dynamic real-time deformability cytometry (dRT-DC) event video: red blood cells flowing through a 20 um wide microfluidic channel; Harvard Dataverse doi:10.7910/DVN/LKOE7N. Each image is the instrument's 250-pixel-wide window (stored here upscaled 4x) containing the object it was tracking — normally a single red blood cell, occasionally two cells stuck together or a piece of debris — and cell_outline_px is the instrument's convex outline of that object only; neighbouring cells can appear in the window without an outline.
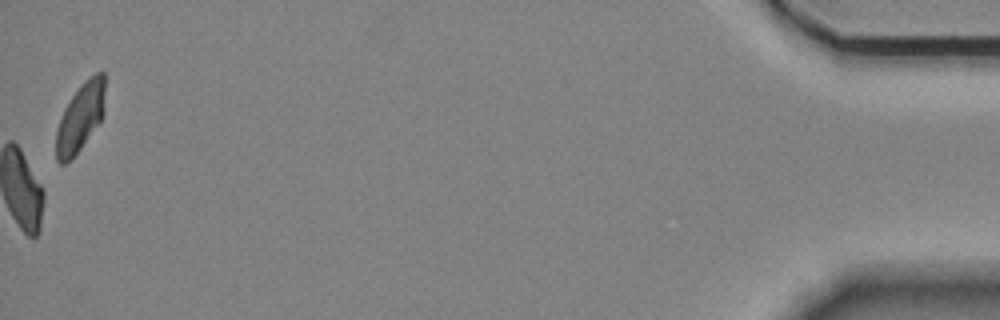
{"species": "Egyptian fruit bat (a non-hibernating species)", "species_latin": "Rousettus aegyptiacus", "temperature_condition": "room temperature", "stored_images_in_passage": 51, "camera_frame_rate_fps": 3000, "um_per_image_px": 0.085, "animal": {"sex": "female"}, "frame": {"image": 1, "passage_image": 51, "time_ms": 16.667, "image_size_px": [1000, 320], "cell_outline_px": [[104, 116], [100, 124], [80, 148], [64, 164], [60, 164], [56, 160], [56, 132], [64, 108], [80, 84], [88, 76], [96, 72], [104, 72]], "centroid_in_image_um": [6.85, 9.94], "position_along_channel_um": 428.3, "area_um2": 19.48}, "authors_computed_cell_mechanics": {"area_um2": 21.675, "velocity_mm_per_s": 3.5146, "shape_relaxation_time_tau1_ms": null, "shape_relaxation_time_tau2_ms": 5.0775, "deformation_change_tau1": null, "deformation_change_tau2": 0.1317}}